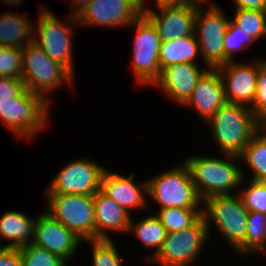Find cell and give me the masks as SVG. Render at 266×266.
Wrapping results in <instances>:
<instances>
[{
  "mask_svg": "<svg viewBox=\"0 0 266 266\" xmlns=\"http://www.w3.org/2000/svg\"><path fill=\"white\" fill-rule=\"evenodd\" d=\"M219 155L221 157L198 154L182 160L188 167L196 192L202 201L214 195L238 193L242 179L246 176L239 156Z\"/></svg>",
  "mask_w": 266,
  "mask_h": 266,
  "instance_id": "obj_1",
  "label": "cell"
},
{
  "mask_svg": "<svg viewBox=\"0 0 266 266\" xmlns=\"http://www.w3.org/2000/svg\"><path fill=\"white\" fill-rule=\"evenodd\" d=\"M206 124L219 154L239 156L259 132V121L249 107L228 102Z\"/></svg>",
  "mask_w": 266,
  "mask_h": 266,
  "instance_id": "obj_2",
  "label": "cell"
},
{
  "mask_svg": "<svg viewBox=\"0 0 266 266\" xmlns=\"http://www.w3.org/2000/svg\"><path fill=\"white\" fill-rule=\"evenodd\" d=\"M202 215L210 234L213 228L222 235L231 251L245 257V236L247 232L248 210L238 193L214 195L203 201ZM211 235V236H210Z\"/></svg>",
  "mask_w": 266,
  "mask_h": 266,
  "instance_id": "obj_3",
  "label": "cell"
},
{
  "mask_svg": "<svg viewBox=\"0 0 266 266\" xmlns=\"http://www.w3.org/2000/svg\"><path fill=\"white\" fill-rule=\"evenodd\" d=\"M39 8L37 25L34 24L33 26V34H35L33 35V42L51 59L57 61L75 75L73 40L75 29L80 28L77 16L69 14L68 17H65L66 21H64L61 18L59 19L47 6L42 4Z\"/></svg>",
  "mask_w": 266,
  "mask_h": 266,
  "instance_id": "obj_4",
  "label": "cell"
},
{
  "mask_svg": "<svg viewBox=\"0 0 266 266\" xmlns=\"http://www.w3.org/2000/svg\"><path fill=\"white\" fill-rule=\"evenodd\" d=\"M50 107L42 96L25 88L11 101L0 103V121L15 137L31 141L48 127Z\"/></svg>",
  "mask_w": 266,
  "mask_h": 266,
  "instance_id": "obj_5",
  "label": "cell"
},
{
  "mask_svg": "<svg viewBox=\"0 0 266 266\" xmlns=\"http://www.w3.org/2000/svg\"><path fill=\"white\" fill-rule=\"evenodd\" d=\"M22 60L21 78L25 88L42 96L48 103H52L50 96L63 85H69V89L76 88L77 78L63 65L51 59L34 42L22 48Z\"/></svg>",
  "mask_w": 266,
  "mask_h": 266,
  "instance_id": "obj_6",
  "label": "cell"
},
{
  "mask_svg": "<svg viewBox=\"0 0 266 266\" xmlns=\"http://www.w3.org/2000/svg\"><path fill=\"white\" fill-rule=\"evenodd\" d=\"M181 162L146 178L147 199L158 205L157 210L169 207L202 208L203 201L196 192L188 167Z\"/></svg>",
  "mask_w": 266,
  "mask_h": 266,
  "instance_id": "obj_7",
  "label": "cell"
},
{
  "mask_svg": "<svg viewBox=\"0 0 266 266\" xmlns=\"http://www.w3.org/2000/svg\"><path fill=\"white\" fill-rule=\"evenodd\" d=\"M210 241L203 215L190 227L167 233L160 250L148 262L157 266H195Z\"/></svg>",
  "mask_w": 266,
  "mask_h": 266,
  "instance_id": "obj_8",
  "label": "cell"
},
{
  "mask_svg": "<svg viewBox=\"0 0 266 266\" xmlns=\"http://www.w3.org/2000/svg\"><path fill=\"white\" fill-rule=\"evenodd\" d=\"M132 27V28H130ZM128 28L135 31L131 53V71L140 86H152L159 78L161 38L153 23L142 13Z\"/></svg>",
  "mask_w": 266,
  "mask_h": 266,
  "instance_id": "obj_9",
  "label": "cell"
},
{
  "mask_svg": "<svg viewBox=\"0 0 266 266\" xmlns=\"http://www.w3.org/2000/svg\"><path fill=\"white\" fill-rule=\"evenodd\" d=\"M230 18L217 3L197 4L194 34L204 66L216 69L224 64V36Z\"/></svg>",
  "mask_w": 266,
  "mask_h": 266,
  "instance_id": "obj_10",
  "label": "cell"
},
{
  "mask_svg": "<svg viewBox=\"0 0 266 266\" xmlns=\"http://www.w3.org/2000/svg\"><path fill=\"white\" fill-rule=\"evenodd\" d=\"M46 212L82 241L95 239L93 195L45 194Z\"/></svg>",
  "mask_w": 266,
  "mask_h": 266,
  "instance_id": "obj_11",
  "label": "cell"
},
{
  "mask_svg": "<svg viewBox=\"0 0 266 266\" xmlns=\"http://www.w3.org/2000/svg\"><path fill=\"white\" fill-rule=\"evenodd\" d=\"M105 166L88 158L69 161L56 173L45 194L94 195L100 191Z\"/></svg>",
  "mask_w": 266,
  "mask_h": 266,
  "instance_id": "obj_12",
  "label": "cell"
},
{
  "mask_svg": "<svg viewBox=\"0 0 266 266\" xmlns=\"http://www.w3.org/2000/svg\"><path fill=\"white\" fill-rule=\"evenodd\" d=\"M144 0H90L77 15L80 27L126 28L143 13Z\"/></svg>",
  "mask_w": 266,
  "mask_h": 266,
  "instance_id": "obj_13",
  "label": "cell"
},
{
  "mask_svg": "<svg viewBox=\"0 0 266 266\" xmlns=\"http://www.w3.org/2000/svg\"><path fill=\"white\" fill-rule=\"evenodd\" d=\"M228 103L251 108L257 87L259 58L249 63L239 59L218 66Z\"/></svg>",
  "mask_w": 266,
  "mask_h": 266,
  "instance_id": "obj_14",
  "label": "cell"
},
{
  "mask_svg": "<svg viewBox=\"0 0 266 266\" xmlns=\"http://www.w3.org/2000/svg\"><path fill=\"white\" fill-rule=\"evenodd\" d=\"M32 244L57 254L69 264L77 255L83 241L72 230L43 211L37 216Z\"/></svg>",
  "mask_w": 266,
  "mask_h": 266,
  "instance_id": "obj_15",
  "label": "cell"
},
{
  "mask_svg": "<svg viewBox=\"0 0 266 266\" xmlns=\"http://www.w3.org/2000/svg\"><path fill=\"white\" fill-rule=\"evenodd\" d=\"M208 66L178 63L161 69L159 78L152 87H157L163 95L179 106H183L191 97L197 82L209 70Z\"/></svg>",
  "mask_w": 266,
  "mask_h": 266,
  "instance_id": "obj_16",
  "label": "cell"
},
{
  "mask_svg": "<svg viewBox=\"0 0 266 266\" xmlns=\"http://www.w3.org/2000/svg\"><path fill=\"white\" fill-rule=\"evenodd\" d=\"M144 3L143 14L153 23L162 42L194 35L197 5L155 6V11L146 0Z\"/></svg>",
  "mask_w": 266,
  "mask_h": 266,
  "instance_id": "obj_17",
  "label": "cell"
},
{
  "mask_svg": "<svg viewBox=\"0 0 266 266\" xmlns=\"http://www.w3.org/2000/svg\"><path fill=\"white\" fill-rule=\"evenodd\" d=\"M135 173L125 176L107 167L102 175L100 191L115 201L132 215L134 210H145L147 199V181L134 180Z\"/></svg>",
  "mask_w": 266,
  "mask_h": 266,
  "instance_id": "obj_18",
  "label": "cell"
},
{
  "mask_svg": "<svg viewBox=\"0 0 266 266\" xmlns=\"http://www.w3.org/2000/svg\"><path fill=\"white\" fill-rule=\"evenodd\" d=\"M226 103L220 73L217 69H209L197 82L191 97L182 107L192 109L206 123Z\"/></svg>",
  "mask_w": 266,
  "mask_h": 266,
  "instance_id": "obj_19",
  "label": "cell"
},
{
  "mask_svg": "<svg viewBox=\"0 0 266 266\" xmlns=\"http://www.w3.org/2000/svg\"><path fill=\"white\" fill-rule=\"evenodd\" d=\"M95 239H113L111 232L128 234L131 214L101 191L93 195Z\"/></svg>",
  "mask_w": 266,
  "mask_h": 266,
  "instance_id": "obj_20",
  "label": "cell"
},
{
  "mask_svg": "<svg viewBox=\"0 0 266 266\" xmlns=\"http://www.w3.org/2000/svg\"><path fill=\"white\" fill-rule=\"evenodd\" d=\"M37 218H31L27 213L8 210L0 217V244L6 240L3 247L20 248L30 244L34 239Z\"/></svg>",
  "mask_w": 266,
  "mask_h": 266,
  "instance_id": "obj_21",
  "label": "cell"
},
{
  "mask_svg": "<svg viewBox=\"0 0 266 266\" xmlns=\"http://www.w3.org/2000/svg\"><path fill=\"white\" fill-rule=\"evenodd\" d=\"M33 22L24 13L0 14V46L24 48L33 42Z\"/></svg>",
  "mask_w": 266,
  "mask_h": 266,
  "instance_id": "obj_22",
  "label": "cell"
},
{
  "mask_svg": "<svg viewBox=\"0 0 266 266\" xmlns=\"http://www.w3.org/2000/svg\"><path fill=\"white\" fill-rule=\"evenodd\" d=\"M198 59L202 60L203 63L195 34L161 43L159 49V65L161 69L178 63L198 64Z\"/></svg>",
  "mask_w": 266,
  "mask_h": 266,
  "instance_id": "obj_23",
  "label": "cell"
},
{
  "mask_svg": "<svg viewBox=\"0 0 266 266\" xmlns=\"http://www.w3.org/2000/svg\"><path fill=\"white\" fill-rule=\"evenodd\" d=\"M145 216L138 221H134L131 216L128 234L131 232L145 249L152 250L144 261L148 263L160 250L168 232L155 213Z\"/></svg>",
  "mask_w": 266,
  "mask_h": 266,
  "instance_id": "obj_24",
  "label": "cell"
},
{
  "mask_svg": "<svg viewBox=\"0 0 266 266\" xmlns=\"http://www.w3.org/2000/svg\"><path fill=\"white\" fill-rule=\"evenodd\" d=\"M239 157L252 174L246 179L266 182V137L261 132L250 140Z\"/></svg>",
  "mask_w": 266,
  "mask_h": 266,
  "instance_id": "obj_25",
  "label": "cell"
},
{
  "mask_svg": "<svg viewBox=\"0 0 266 266\" xmlns=\"http://www.w3.org/2000/svg\"><path fill=\"white\" fill-rule=\"evenodd\" d=\"M266 257V214L248 211L245 256Z\"/></svg>",
  "mask_w": 266,
  "mask_h": 266,
  "instance_id": "obj_26",
  "label": "cell"
},
{
  "mask_svg": "<svg viewBox=\"0 0 266 266\" xmlns=\"http://www.w3.org/2000/svg\"><path fill=\"white\" fill-rule=\"evenodd\" d=\"M154 213L170 233L192 226L202 216V208L169 207Z\"/></svg>",
  "mask_w": 266,
  "mask_h": 266,
  "instance_id": "obj_27",
  "label": "cell"
},
{
  "mask_svg": "<svg viewBox=\"0 0 266 266\" xmlns=\"http://www.w3.org/2000/svg\"><path fill=\"white\" fill-rule=\"evenodd\" d=\"M230 19L257 42L266 40V11L235 9Z\"/></svg>",
  "mask_w": 266,
  "mask_h": 266,
  "instance_id": "obj_28",
  "label": "cell"
},
{
  "mask_svg": "<svg viewBox=\"0 0 266 266\" xmlns=\"http://www.w3.org/2000/svg\"><path fill=\"white\" fill-rule=\"evenodd\" d=\"M92 250V266H124L123 257L115 246L114 239L86 240Z\"/></svg>",
  "mask_w": 266,
  "mask_h": 266,
  "instance_id": "obj_29",
  "label": "cell"
},
{
  "mask_svg": "<svg viewBox=\"0 0 266 266\" xmlns=\"http://www.w3.org/2000/svg\"><path fill=\"white\" fill-rule=\"evenodd\" d=\"M245 181H247L246 177L242 179L238 191L244 207L248 211L266 214V182L248 179L244 184Z\"/></svg>",
  "mask_w": 266,
  "mask_h": 266,
  "instance_id": "obj_30",
  "label": "cell"
},
{
  "mask_svg": "<svg viewBox=\"0 0 266 266\" xmlns=\"http://www.w3.org/2000/svg\"><path fill=\"white\" fill-rule=\"evenodd\" d=\"M254 42H256L254 38L247 35L230 19L224 36V64L229 61H236L237 57L235 55L246 51Z\"/></svg>",
  "mask_w": 266,
  "mask_h": 266,
  "instance_id": "obj_31",
  "label": "cell"
},
{
  "mask_svg": "<svg viewBox=\"0 0 266 266\" xmlns=\"http://www.w3.org/2000/svg\"><path fill=\"white\" fill-rule=\"evenodd\" d=\"M19 251L21 266H68V263L57 254L32 243L20 247Z\"/></svg>",
  "mask_w": 266,
  "mask_h": 266,
  "instance_id": "obj_32",
  "label": "cell"
},
{
  "mask_svg": "<svg viewBox=\"0 0 266 266\" xmlns=\"http://www.w3.org/2000/svg\"><path fill=\"white\" fill-rule=\"evenodd\" d=\"M22 48L0 46V77L21 78Z\"/></svg>",
  "mask_w": 266,
  "mask_h": 266,
  "instance_id": "obj_33",
  "label": "cell"
},
{
  "mask_svg": "<svg viewBox=\"0 0 266 266\" xmlns=\"http://www.w3.org/2000/svg\"><path fill=\"white\" fill-rule=\"evenodd\" d=\"M250 109L258 121L266 117V59H259L257 87Z\"/></svg>",
  "mask_w": 266,
  "mask_h": 266,
  "instance_id": "obj_34",
  "label": "cell"
},
{
  "mask_svg": "<svg viewBox=\"0 0 266 266\" xmlns=\"http://www.w3.org/2000/svg\"><path fill=\"white\" fill-rule=\"evenodd\" d=\"M25 89L22 78L0 77V103L9 102Z\"/></svg>",
  "mask_w": 266,
  "mask_h": 266,
  "instance_id": "obj_35",
  "label": "cell"
},
{
  "mask_svg": "<svg viewBox=\"0 0 266 266\" xmlns=\"http://www.w3.org/2000/svg\"><path fill=\"white\" fill-rule=\"evenodd\" d=\"M0 266H21L19 248L2 247L0 249Z\"/></svg>",
  "mask_w": 266,
  "mask_h": 266,
  "instance_id": "obj_36",
  "label": "cell"
},
{
  "mask_svg": "<svg viewBox=\"0 0 266 266\" xmlns=\"http://www.w3.org/2000/svg\"><path fill=\"white\" fill-rule=\"evenodd\" d=\"M234 9L266 11V0H232Z\"/></svg>",
  "mask_w": 266,
  "mask_h": 266,
  "instance_id": "obj_37",
  "label": "cell"
},
{
  "mask_svg": "<svg viewBox=\"0 0 266 266\" xmlns=\"http://www.w3.org/2000/svg\"><path fill=\"white\" fill-rule=\"evenodd\" d=\"M154 6H191L197 5L194 0H153Z\"/></svg>",
  "mask_w": 266,
  "mask_h": 266,
  "instance_id": "obj_38",
  "label": "cell"
},
{
  "mask_svg": "<svg viewBox=\"0 0 266 266\" xmlns=\"http://www.w3.org/2000/svg\"><path fill=\"white\" fill-rule=\"evenodd\" d=\"M68 2L71 1V9H73L71 11V15L77 16L79 15L83 9L87 6V4L90 2V0H67Z\"/></svg>",
  "mask_w": 266,
  "mask_h": 266,
  "instance_id": "obj_39",
  "label": "cell"
},
{
  "mask_svg": "<svg viewBox=\"0 0 266 266\" xmlns=\"http://www.w3.org/2000/svg\"><path fill=\"white\" fill-rule=\"evenodd\" d=\"M259 132L266 137V117L259 121Z\"/></svg>",
  "mask_w": 266,
  "mask_h": 266,
  "instance_id": "obj_40",
  "label": "cell"
},
{
  "mask_svg": "<svg viewBox=\"0 0 266 266\" xmlns=\"http://www.w3.org/2000/svg\"><path fill=\"white\" fill-rule=\"evenodd\" d=\"M25 0H1L2 3H8L10 6H18L21 5Z\"/></svg>",
  "mask_w": 266,
  "mask_h": 266,
  "instance_id": "obj_41",
  "label": "cell"
},
{
  "mask_svg": "<svg viewBox=\"0 0 266 266\" xmlns=\"http://www.w3.org/2000/svg\"><path fill=\"white\" fill-rule=\"evenodd\" d=\"M197 4H215L212 0H194Z\"/></svg>",
  "mask_w": 266,
  "mask_h": 266,
  "instance_id": "obj_42",
  "label": "cell"
}]
</instances>
